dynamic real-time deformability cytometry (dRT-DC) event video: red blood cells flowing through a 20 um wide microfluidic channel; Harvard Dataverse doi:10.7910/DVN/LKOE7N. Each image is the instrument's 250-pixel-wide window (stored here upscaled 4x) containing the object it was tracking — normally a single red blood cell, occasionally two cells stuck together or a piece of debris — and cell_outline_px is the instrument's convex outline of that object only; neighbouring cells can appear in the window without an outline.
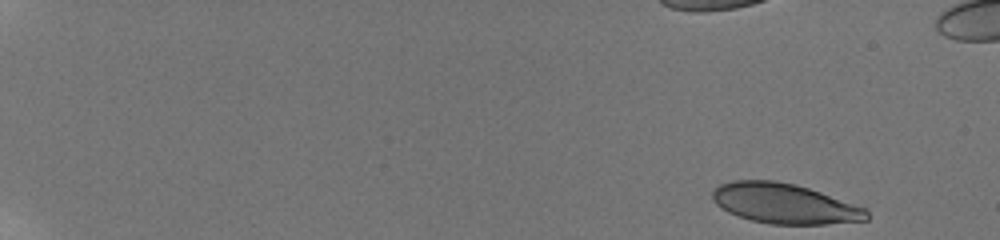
{"species": "human", "species_latin": "Homo sapiens", "temperature_condition": "room temperature", "stored_images_in_passage": 53, "camera_frame_rate_fps": 3000, "um_per_image_px": 0.085, "donor": {"sex": "male"}, "frame": {"image": 1, "passage_image": 1, "time_ms": 0.0, "image_size_px": [1000, 240], "cell_outline_px": [[868, 220], [824, 224], [772, 224], [752, 220], [728, 212], [720, 208], [712, 200], [712, 192], [720, 184], [732, 180], [776, 180], [796, 184], [868, 208]], "centroid_in_image_um": [66.68, 17.29], "position_along_channel_um": 18.3, "area_um2": 36.07}, "authors_computed_cell_mechanics": {"area_um2": 38.148, "velocity_mm_per_s": 3.8149, "shape_relaxation_time_tau1_ms": 7.2709, "shape_relaxation_time_tau2_ms": 2.6537, "deformation_change_tau1": 0.1977, "deformation_change_tau2": 0.1066}}